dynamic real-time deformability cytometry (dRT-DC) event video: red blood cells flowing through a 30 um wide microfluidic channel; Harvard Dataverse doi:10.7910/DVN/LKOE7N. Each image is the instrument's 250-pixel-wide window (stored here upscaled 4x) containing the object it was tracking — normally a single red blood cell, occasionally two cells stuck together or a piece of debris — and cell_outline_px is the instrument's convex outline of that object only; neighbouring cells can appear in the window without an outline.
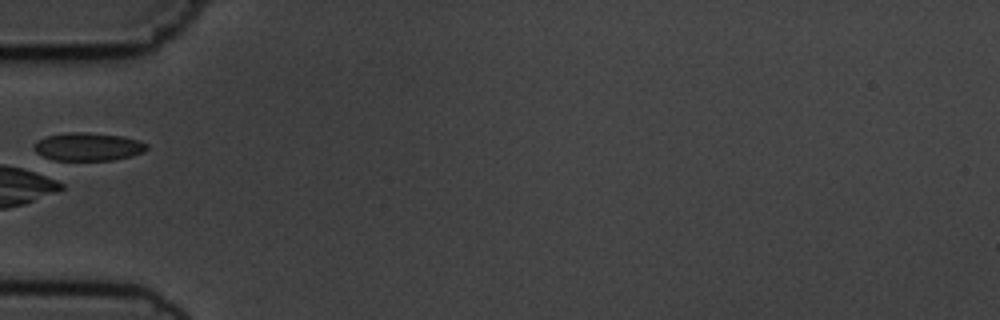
{"species": "common noctule bat (a hibernating species)", "species_latin": "Nyctalus noctula", "temperature_condition": "cold", "stored_images_in_passage": 3, "camera_frame_rate_fps": 3000, "um_per_image_px": 0.085, "animal": {"sex": "male", "body_mass_g": 19.5, "forearm_length_mm": 54.6}, "frame": {"image": 1, "passage_image": 3, "time_ms": 2.333, "image_size_px": [1000, 320], "cell_outline_px": [[148, 148], [144, 152], [132, 156], [112, 160], [52, 160], [36, 152], [32, 144], [36, 140], [44, 136], [68, 132], [88, 132], [124, 136], [148, 144]], "centroid_in_image_um": [7.46, 12.46], "position_along_channel_um": 77.5, "area_um2": 18.67}}